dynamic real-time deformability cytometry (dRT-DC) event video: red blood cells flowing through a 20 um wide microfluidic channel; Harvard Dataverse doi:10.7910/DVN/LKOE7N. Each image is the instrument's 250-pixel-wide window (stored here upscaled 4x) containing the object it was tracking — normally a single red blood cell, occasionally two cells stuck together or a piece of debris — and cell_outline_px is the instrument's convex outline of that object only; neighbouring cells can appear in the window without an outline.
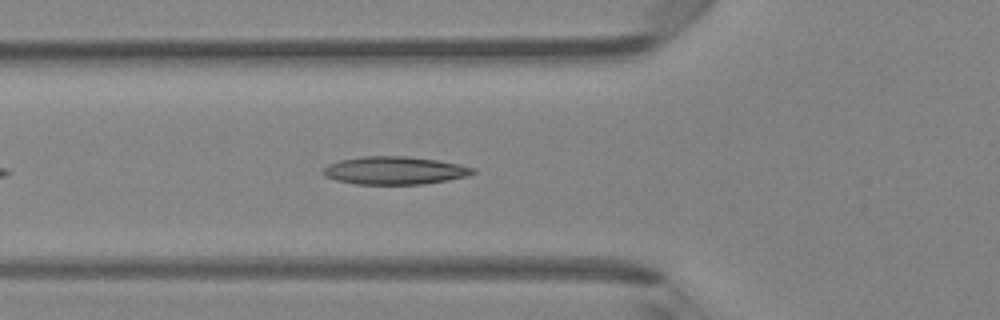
{"species": "Egyptian fruit bat (a non-hibernating species)", "species_latin": "Rousettus aegyptiacus", "temperature_condition": "room temperature", "stored_images_in_passage": 12, "camera_frame_rate_fps": 3000, "um_per_image_px": 0.085, "animal": {"sex": "female"}, "frame": {"image": 1, "passage_image": 3, "time_ms": 0.667, "image_size_px": [1000, 320], "cell_outline_px": [[476, 172], [464, 176], [448, 180], [424, 184], [356, 184], [336, 180], [324, 176], [320, 172], [328, 164], [340, 160], [360, 156], [408, 156], [436, 160], [476, 168]], "centroid_in_image_um": [33.49, 14.49], "position_along_channel_um": 92.3, "area_um2": 24.33}}